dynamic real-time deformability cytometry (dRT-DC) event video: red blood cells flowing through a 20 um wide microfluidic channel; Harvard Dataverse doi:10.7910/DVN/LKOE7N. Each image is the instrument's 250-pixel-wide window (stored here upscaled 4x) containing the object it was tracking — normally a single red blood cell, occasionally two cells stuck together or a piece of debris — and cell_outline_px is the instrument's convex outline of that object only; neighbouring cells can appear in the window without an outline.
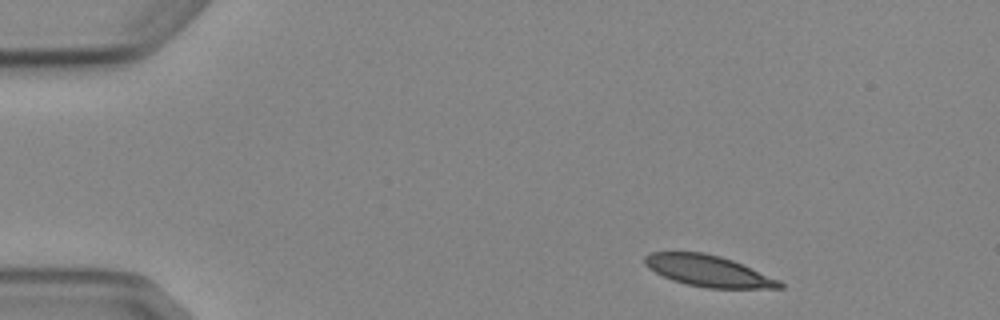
{"species": "Egyptian fruit bat (a non-hibernating species)", "species_latin": "Rousettus aegyptiacus", "temperature_condition": "cold", "stored_images_in_passage": 4, "camera_frame_rate_fps": 3000, "um_per_image_px": 0.085, "animal": {"sex": "female"}, "frame": {"image": 1, "passage_image": 1, "time_ms": 0.0, "image_size_px": [1000, 320], "cell_outline_px": [[784, 288], [708, 288], [688, 284], [672, 280], [648, 268], [644, 264], [644, 256], [652, 252], [704, 252], [720, 256], [732, 260], [780, 280], [784, 284]], "centroid_in_image_um": [60.2, 23.02], "position_along_channel_um": 24.8, "area_um2": 24.39}}
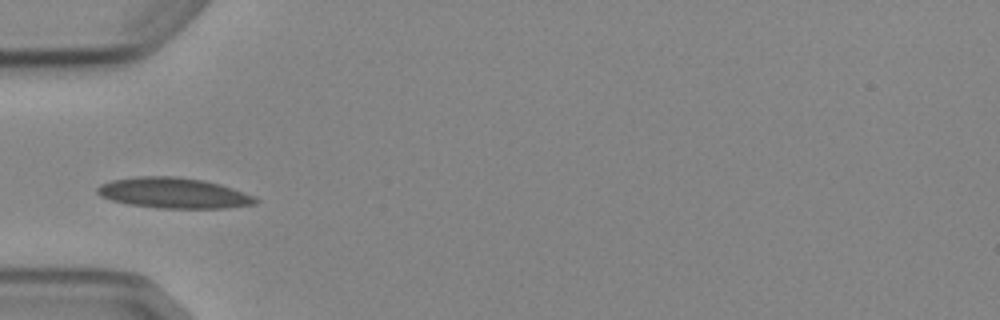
{"frame": {"image": 2, "passage_image": 4, "time_ms": 3.333, "image_size_px": [1000, 320], "cell_outline_px": [[260, 200], [256, 204], [228, 208], [156, 208], [128, 204], [112, 200], [100, 196], [96, 192], [96, 188], [100, 184], [112, 180], [136, 176], [176, 176], [204, 180], [220, 184], [256, 196]], "centroid_in_image_um": [14.78, 16.4], "position_along_channel_um": 70.2, "area_um2": 28.44}}